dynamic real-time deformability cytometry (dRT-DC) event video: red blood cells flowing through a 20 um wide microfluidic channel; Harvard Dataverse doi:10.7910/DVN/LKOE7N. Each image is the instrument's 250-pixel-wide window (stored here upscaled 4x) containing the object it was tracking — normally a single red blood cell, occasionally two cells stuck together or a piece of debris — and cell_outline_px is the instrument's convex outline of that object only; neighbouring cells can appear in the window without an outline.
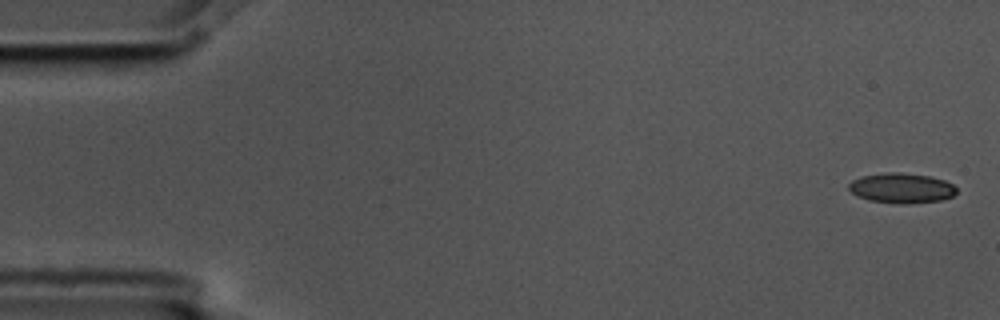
{"species": "common noctule bat (a hibernating species)", "species_latin": "Nyctalus noctula", "temperature_condition": "cold", "stored_images_in_passage": 4, "camera_frame_rate_fps": 3000, "um_per_image_px": 0.085, "animal": {"sex": "male", "body_mass_g": 17.5, "forearm_length_mm": 52.3}, "frame": {"image": 1, "passage_image": 1, "time_ms": 0.0, "image_size_px": [1000, 320], "cell_outline_px": [[956, 192], [952, 196], [940, 200], [908, 204], [900, 204], [868, 200], [856, 196], [848, 188], [848, 184], [852, 180], [864, 176], [888, 172], [900, 172], [932, 176], [944, 180], [952, 184], [956, 188]], "centroid_in_image_um": [76.62, 15.99], "position_along_channel_um": 8.4, "area_um2": 18.9}}
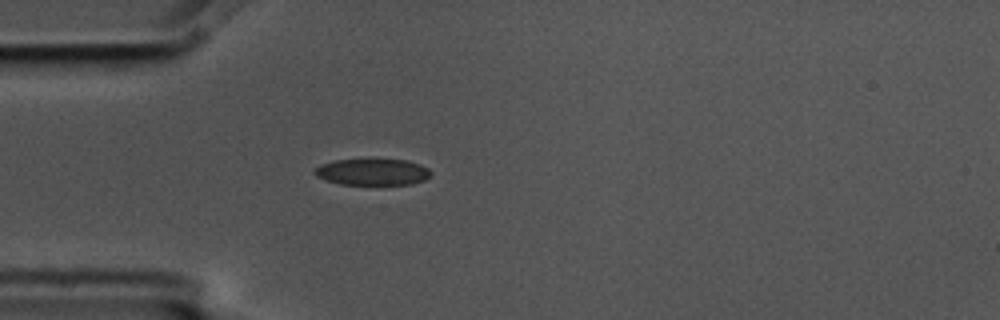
{"frame": {"image": 2, "passage_image": 4, "time_ms": 1.0, "image_size_px": [1000, 320], "cell_outline_px": [[432, 176], [424, 180], [412, 184], [340, 184], [316, 176], [312, 172], [320, 164], [336, 160], [368, 156], [408, 160], [420, 164], [428, 168], [432, 172]], "centroid_in_image_um": [31.69, 14.56], "position_along_channel_um": 53.3, "area_um2": 18.84}}